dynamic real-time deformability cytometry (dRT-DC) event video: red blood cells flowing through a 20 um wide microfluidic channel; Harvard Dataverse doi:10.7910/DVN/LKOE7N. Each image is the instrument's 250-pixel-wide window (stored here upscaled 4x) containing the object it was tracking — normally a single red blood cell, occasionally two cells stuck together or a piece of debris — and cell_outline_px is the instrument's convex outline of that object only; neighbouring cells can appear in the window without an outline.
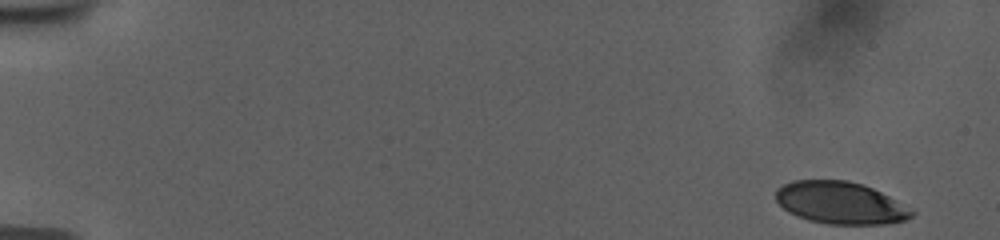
{"species": "human", "species_latin": "Homo sapiens", "temperature_condition": "room temperature", "stored_images_in_passage": 53, "camera_frame_rate_fps": 3000, "um_per_image_px": 0.085, "donor": {"sex": "female"}, "frame": {"image": 1, "passage_image": 1, "time_ms": 0.0, "image_size_px": [1000, 240], "cell_outline_px": [[916, 212], [912, 216], [904, 220], [888, 224], [828, 224], [808, 220], [796, 216], [788, 212], [776, 200], [776, 188], [792, 180], [848, 180], [872, 188], [888, 196]], "centroid_in_image_um": [71.4, 17.24], "position_along_channel_um": 13.6, "area_um2": 33.29}}
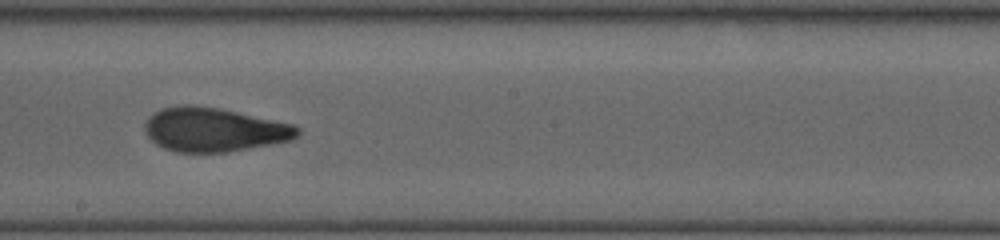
{"frame": {"image": 2, "passage_image": 31, "time_ms": 10.0, "image_size_px": [1000, 240], "cell_outline_px": [[300, 132], [292, 140], [228, 152], [176, 152], [164, 148], [156, 144], [144, 132], [144, 124], [148, 116], [152, 112], [160, 108], [184, 104], [192, 104], [220, 108], [292, 124], [300, 128]], "centroid_in_image_um": [18.14, 11.01], "position_along_channel_um": 230.1, "area_um2": 39.3}}
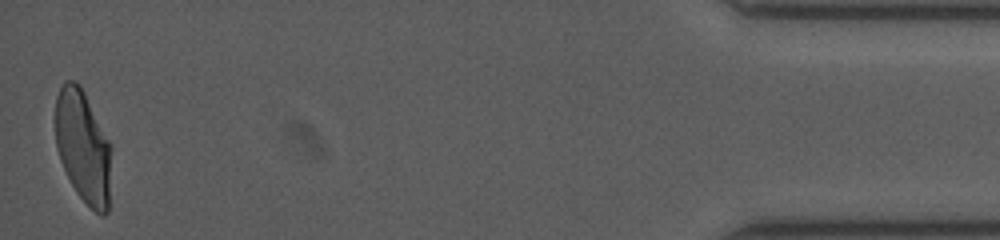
{"frame": {"image": 3, "passage_image": 53, "time_ms": 17.333, "image_size_px": [1000, 240], "cell_outline_px": [[112, 148], [108, 212], [104, 216], [100, 216], [76, 192], [60, 160], [56, 148], [56, 96], [64, 80], [72, 80], [80, 84], [112, 144]], "centroid_in_image_um": [7.09, 12.45], "position_along_channel_um": 428.1, "area_um2": 36.99}, "authors_computed_cell_mechanics": {"area_um2": 37.859, "velocity_mm_per_s": 3.7703, "shape_relaxation_time_tau1_ms": 5.8498, "shape_relaxation_time_tau2_ms": 1.2364, "deformation_change_tau1": 0.2067, "deformation_change_tau2": 0.0824}}